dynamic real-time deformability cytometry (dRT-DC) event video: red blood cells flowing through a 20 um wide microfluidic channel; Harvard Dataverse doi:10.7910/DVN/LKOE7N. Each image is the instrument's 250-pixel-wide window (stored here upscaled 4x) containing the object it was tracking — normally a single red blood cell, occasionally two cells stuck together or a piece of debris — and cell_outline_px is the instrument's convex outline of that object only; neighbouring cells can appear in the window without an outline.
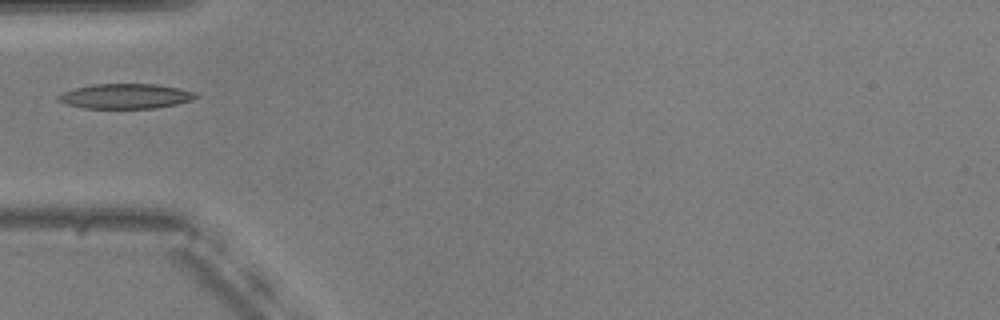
{"species": "common noctule bat (a hibernating species)", "species_latin": "Nyctalus noctula", "temperature_condition": "warm", "stored_images_in_passage": 2, "camera_frame_rate_fps": 3000, "um_per_image_px": 0.085, "animal": {"sex": "male", "body_mass_g": 20.5, "forearm_length_mm": 52.5}, "frame": {"image": 1, "passage_image": 1, "time_ms": 0.0, "image_size_px": [1000, 320], "cell_outline_px": [[200, 96], [192, 100], [176, 104], [156, 108], [84, 108], [68, 104], [56, 100], [56, 96], [64, 92], [76, 88], [92, 84], [156, 84], [196, 92]], "centroid_in_image_um": [10.68, 8.18], "position_along_channel_um": 74.3, "area_um2": 19.88}}